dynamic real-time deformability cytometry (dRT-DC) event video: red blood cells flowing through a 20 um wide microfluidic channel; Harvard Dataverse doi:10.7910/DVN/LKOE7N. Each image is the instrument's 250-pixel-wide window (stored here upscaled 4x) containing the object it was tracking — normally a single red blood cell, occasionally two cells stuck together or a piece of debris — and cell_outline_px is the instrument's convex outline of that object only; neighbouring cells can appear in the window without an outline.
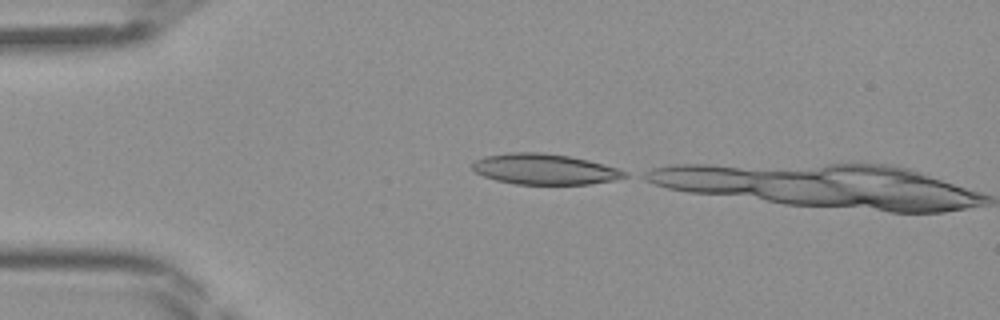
{"species": "Egyptian fruit bat (a non-hibernating species)", "species_latin": "Rousettus aegyptiacus", "temperature_condition": "room temperature", "stored_images_in_passage": 2, "camera_frame_rate_fps": 3000, "um_per_image_px": 0.085, "frame": {"image": 1, "passage_image": 1, "time_ms": 0.0, "image_size_px": [1000, 320], "cell_outline_px": [[628, 176], [616, 180], [592, 184], [516, 184], [496, 180], [484, 176], [476, 172], [472, 168], [472, 164], [476, 160], [484, 156], [508, 152], [544, 152], [568, 156], [588, 160], [604, 164], [628, 172]], "centroid_in_image_um": [46.3, 14.38], "position_along_channel_um": 38.7, "area_um2": 27.28}}